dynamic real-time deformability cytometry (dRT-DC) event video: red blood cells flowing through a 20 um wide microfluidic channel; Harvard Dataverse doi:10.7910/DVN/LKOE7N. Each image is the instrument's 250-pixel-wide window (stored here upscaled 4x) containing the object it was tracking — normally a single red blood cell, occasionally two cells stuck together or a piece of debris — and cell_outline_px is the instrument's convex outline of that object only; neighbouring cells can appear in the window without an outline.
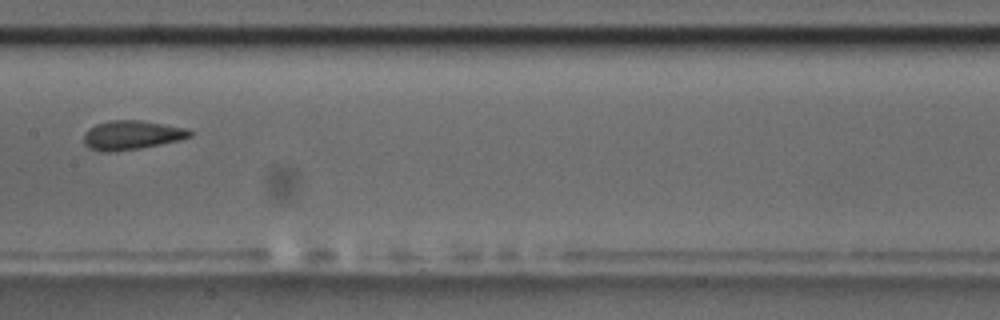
{"species": "common noctule bat (a hibernating species)", "species_latin": "Nyctalus noctula", "temperature_condition": "room temperature", "stored_images_in_passage": 12, "camera_frame_rate_fps": 3000, "um_per_image_px": 0.085, "animal": {"sex": "male", "body_mass_g": 17.5, "forearm_length_mm": 52.3}, "frame": {"image": 1, "passage_image": 9, "time_ms": 10.0, "image_size_px": [1000, 320], "cell_outline_px": [[192, 136], [176, 140], [140, 148], [108, 152], [100, 152], [84, 144], [84, 132], [88, 128], [96, 124], [108, 120], [144, 120], [188, 128], [192, 132]], "centroid_in_image_um": [11.17, 11.46], "position_along_channel_um": 196.2, "area_um2": 17.98}}
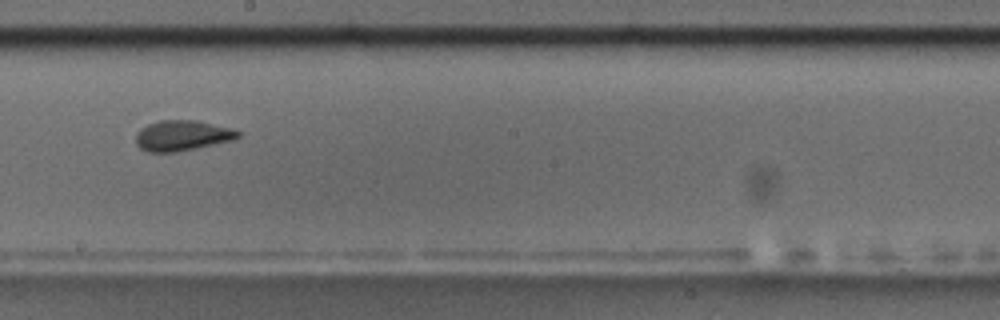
{"frame": {"image": 2, "passage_image": 10, "time_ms": 11.0, "image_size_px": [1000, 320], "cell_outline_px": [[240, 136], [232, 140], [196, 148], [176, 152], [148, 152], [140, 148], [136, 144], [136, 132], [140, 128], [148, 124], [160, 120], [196, 120], [228, 128], [240, 132]], "centroid_in_image_um": [15.43, 11.52], "position_along_channel_um": 232.8, "area_um2": 17.98}}